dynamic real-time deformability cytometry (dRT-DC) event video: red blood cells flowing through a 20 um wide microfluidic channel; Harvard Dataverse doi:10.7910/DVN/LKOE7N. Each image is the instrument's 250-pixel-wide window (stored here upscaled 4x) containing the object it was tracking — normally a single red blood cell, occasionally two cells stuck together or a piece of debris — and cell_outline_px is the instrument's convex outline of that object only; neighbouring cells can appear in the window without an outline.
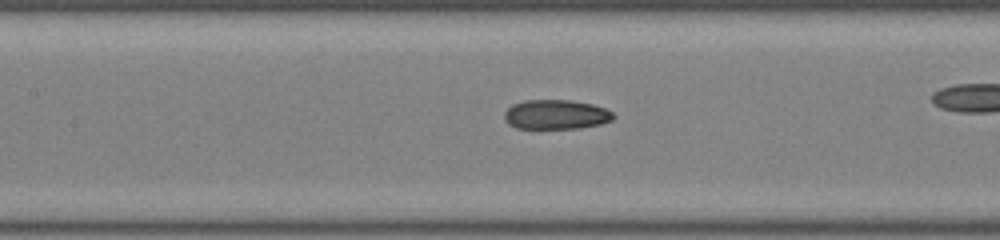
{"species": "common noctule bat (a hibernating species)", "species_latin": "Nyctalus noctula", "temperature_condition": "room temperature", "stored_images_in_passage": 40, "camera_frame_rate_fps": 3000, "um_per_image_px": 0.085, "animal": {"sex": "male", "body_mass_g": 19.0, "forearm_length_mm": 50.8}, "frame": {"image": 1, "passage_image": 23, "time_ms": 7.333, "image_size_px": [1000, 240], "cell_outline_px": [[616, 116], [612, 120], [600, 124], [580, 128], [516, 128], [508, 124], [504, 120], [504, 112], [512, 104], [524, 100], [568, 100], [592, 104], [604, 108], [612, 112]], "centroid_in_image_um": [47.23, 9.73], "position_along_channel_um": 160.2, "area_um2": 18.79}}
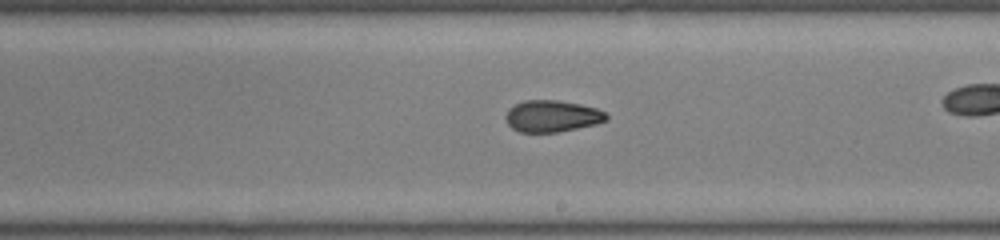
{"frame": {"image": 2, "passage_image": 29, "time_ms": 9.333, "image_size_px": [1000, 240], "cell_outline_px": [[608, 120], [596, 124], [556, 132], [520, 132], [512, 128], [508, 124], [504, 116], [508, 108], [524, 100], [556, 100], [580, 104], [596, 108], [604, 112], [608, 116]], "centroid_in_image_um": [46.9, 9.87], "position_along_channel_um": 242.1, "area_um2": 18.55}}